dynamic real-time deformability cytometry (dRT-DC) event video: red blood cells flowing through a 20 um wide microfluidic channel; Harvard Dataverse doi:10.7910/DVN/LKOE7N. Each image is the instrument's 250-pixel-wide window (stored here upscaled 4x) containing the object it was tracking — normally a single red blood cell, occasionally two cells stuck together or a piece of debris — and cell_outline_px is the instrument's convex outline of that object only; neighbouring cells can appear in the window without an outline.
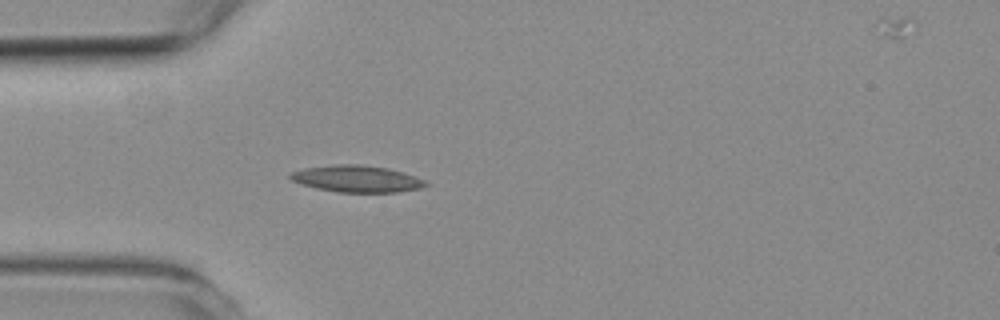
{"species": "common noctule bat (a hibernating species)", "species_latin": "Nyctalus noctula", "temperature_condition": "room temperature", "stored_images_in_passage": 6, "camera_frame_rate_fps": 3000, "um_per_image_px": 0.085, "animal": {"sex": "female", "body_mass_g": 19.3, "forearm_length_mm": 54.1}, "frame": {"image": 1, "passage_image": 5, "time_ms": 4.667, "image_size_px": [1000, 320], "cell_outline_px": [[428, 184], [420, 188], [396, 192], [336, 192], [316, 188], [300, 184], [292, 180], [288, 176], [292, 172], [304, 168], [336, 164], [360, 164], [388, 168], [424, 180]], "centroid_in_image_um": [30.27, 15.2], "position_along_channel_um": 54.7, "area_um2": 20.87}}